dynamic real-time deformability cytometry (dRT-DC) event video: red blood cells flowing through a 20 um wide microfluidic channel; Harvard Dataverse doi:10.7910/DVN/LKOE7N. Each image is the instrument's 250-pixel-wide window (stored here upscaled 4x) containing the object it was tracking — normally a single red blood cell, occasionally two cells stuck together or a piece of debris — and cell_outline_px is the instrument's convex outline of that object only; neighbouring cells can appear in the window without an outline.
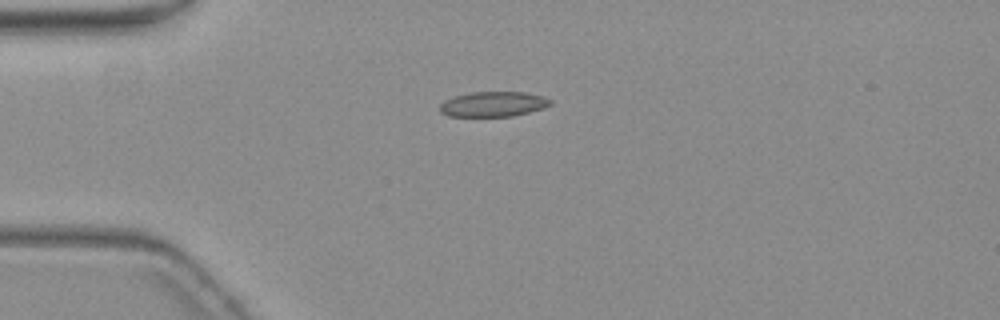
{"species": "common noctule bat (a hibernating species)", "species_latin": "Nyctalus noctula", "temperature_condition": "warm", "stored_images_in_passage": 5, "camera_frame_rate_fps": 3000, "um_per_image_px": 0.085, "animal": {"sex": "female", "body_mass_g": 19.3, "forearm_length_mm": 54.1}, "frame": {"image": 1, "passage_image": 1, "time_ms": 0.0, "image_size_px": [1000, 320], "cell_outline_px": [[552, 104], [528, 112], [512, 116], [448, 116], [440, 112], [440, 104], [444, 100], [456, 96], [472, 92], [524, 92], [544, 96], [552, 100]], "centroid_in_image_um": [41.92, 8.84], "position_along_channel_um": 43.1, "area_um2": 16.01}}
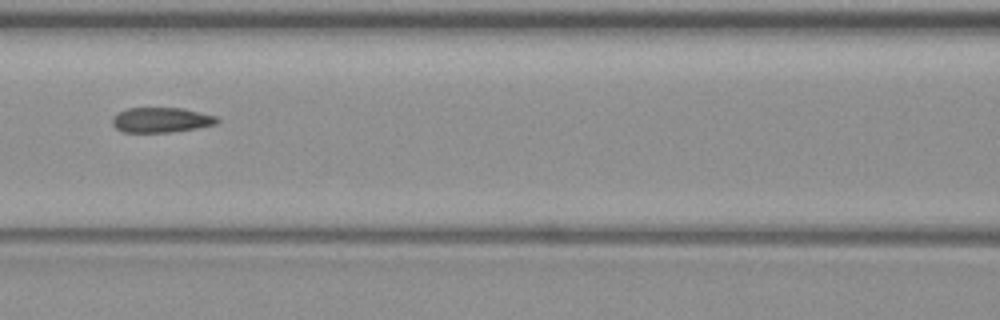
{"frame": {"image": 2, "passage_image": 4, "time_ms": 3.667, "image_size_px": [1000, 320], "cell_outline_px": [[220, 120], [216, 124], [196, 128], [172, 132], [124, 132], [116, 128], [112, 124], [112, 116], [128, 108], [184, 108], [216, 116]], "centroid_in_image_um": [13.7, 10.19], "position_along_channel_um": 152.9, "area_um2": 15.26}}
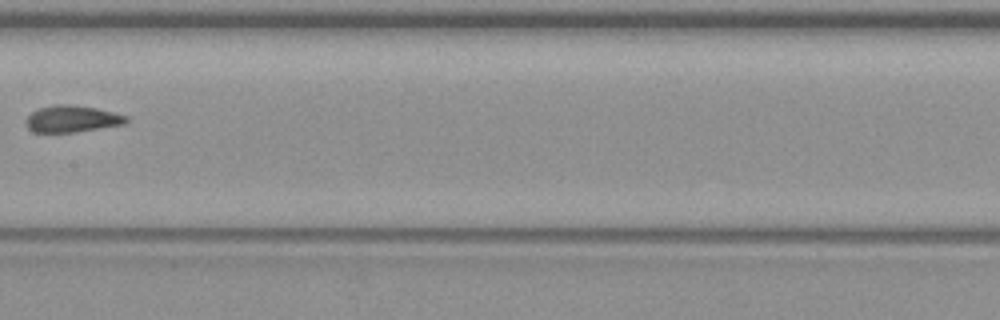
{"frame": {"image": 3, "passage_image": 5, "time_ms": 5.0, "image_size_px": [1000, 320], "cell_outline_px": [[128, 120], [124, 124], [72, 132], [32, 132], [24, 124], [24, 120], [32, 112], [40, 108], [56, 104], [68, 104], [96, 108], [128, 116]], "centroid_in_image_um": [6.07, 10.1], "position_along_channel_um": 201.3, "area_um2": 15.49}}